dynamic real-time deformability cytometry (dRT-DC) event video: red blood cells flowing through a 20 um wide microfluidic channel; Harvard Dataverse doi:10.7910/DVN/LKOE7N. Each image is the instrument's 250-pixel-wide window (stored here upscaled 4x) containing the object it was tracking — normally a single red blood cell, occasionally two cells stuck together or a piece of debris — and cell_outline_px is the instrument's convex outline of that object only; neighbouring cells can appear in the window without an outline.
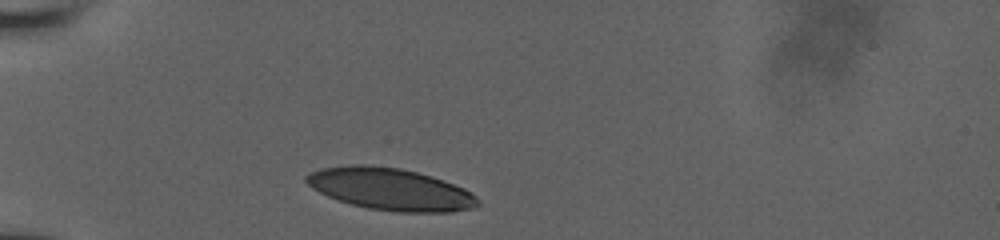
{"species": "human", "species_latin": "Homo sapiens", "temperature_condition": "room temperature", "stored_images_in_passage": 21, "camera_frame_rate_fps": 3000, "um_per_image_px": 0.085, "donor": {"sex": "male"}, "frame": {"image": 1, "passage_image": 1, "time_ms": 0.0, "image_size_px": [1000, 240], "cell_outline_px": [[480, 204], [476, 208], [452, 212], [400, 212], [368, 208], [352, 204], [328, 196], [312, 188], [304, 180], [304, 176], [320, 168], [352, 164], [364, 164], [400, 168], [432, 176], [444, 180], [464, 188], [472, 192], [480, 200]], "centroid_in_image_um": [33.22, 16.07], "position_along_channel_um": 51.8, "area_um2": 42.14}}
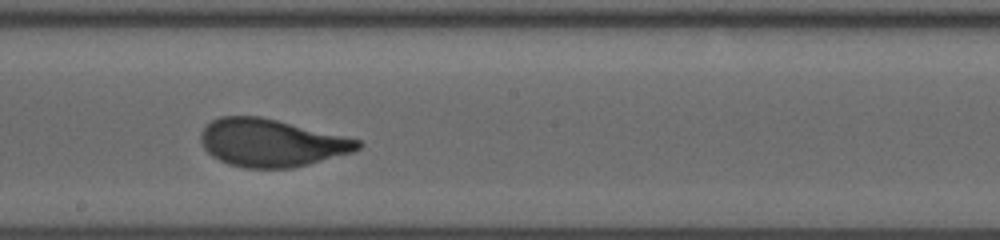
{"frame": {"image": 2, "passage_image": 12, "time_ms": 5.0, "image_size_px": [1000, 240], "cell_outline_px": [[364, 144], [360, 148], [352, 152], [308, 164], [292, 168], [244, 168], [228, 164], [212, 156], [204, 148], [200, 140], [200, 132], [204, 124], [220, 116], [260, 116], [360, 140]], "centroid_in_image_um": [23.01, 12.14], "position_along_channel_um": 225.2, "area_um2": 43.52}}
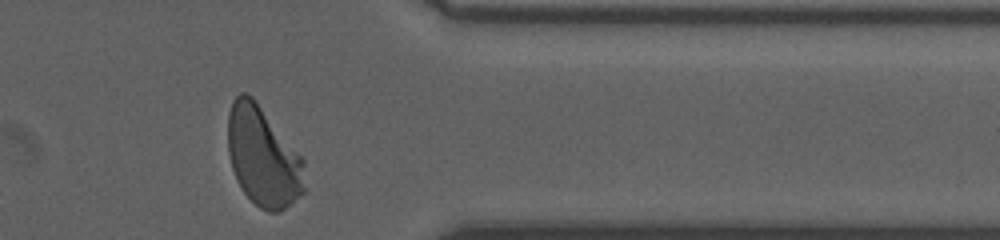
{"frame": {"image": 3, "passage_image": 21, "time_ms": 9.333, "image_size_px": [1000, 240], "cell_outline_px": [[304, 192], [300, 196], [280, 212], [268, 212], [260, 208], [244, 192], [236, 180], [232, 168], [228, 152], [228, 112], [232, 100], [240, 92], [244, 92], [252, 96], [304, 160]], "centroid_in_image_um": [22.34, 13.32], "position_along_channel_um": 389.1, "area_um2": 44.33}}